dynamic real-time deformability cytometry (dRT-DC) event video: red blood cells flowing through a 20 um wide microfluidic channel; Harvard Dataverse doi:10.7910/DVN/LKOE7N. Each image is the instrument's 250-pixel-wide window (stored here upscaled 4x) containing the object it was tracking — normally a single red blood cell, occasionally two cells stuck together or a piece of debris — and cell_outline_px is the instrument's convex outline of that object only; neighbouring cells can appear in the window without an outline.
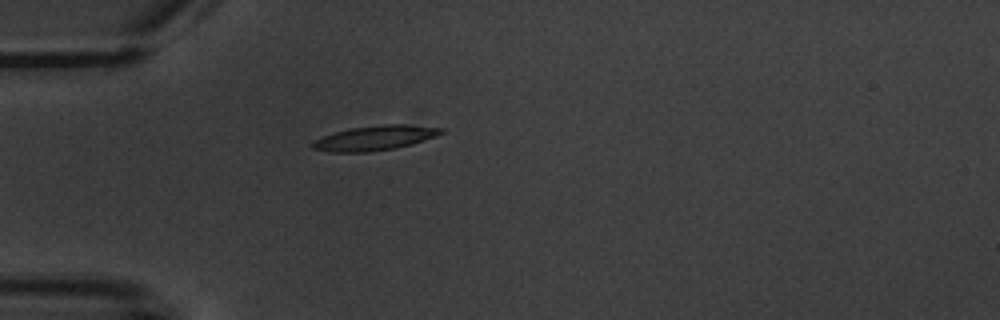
{"species": "common noctule bat (a hibernating species)", "species_latin": "Nyctalus noctula", "temperature_condition": "warm", "stored_images_in_passage": 3, "camera_frame_rate_fps": 3000, "um_per_image_px": 0.085, "animal": {"sex": "male", "body_mass_g": 20.1, "forearm_length_mm": 53.5}, "frame": {"image": 1, "passage_image": 3, "time_ms": 3.333, "image_size_px": [1000, 320], "cell_outline_px": [[444, 132], [436, 136], [412, 144], [396, 148], [368, 152], [332, 152], [312, 148], [308, 144], [324, 136], [348, 128], [384, 124], [404, 124], [444, 128]], "centroid_in_image_um": [31.88, 11.72], "position_along_channel_um": 53.1, "area_um2": 18.5}}